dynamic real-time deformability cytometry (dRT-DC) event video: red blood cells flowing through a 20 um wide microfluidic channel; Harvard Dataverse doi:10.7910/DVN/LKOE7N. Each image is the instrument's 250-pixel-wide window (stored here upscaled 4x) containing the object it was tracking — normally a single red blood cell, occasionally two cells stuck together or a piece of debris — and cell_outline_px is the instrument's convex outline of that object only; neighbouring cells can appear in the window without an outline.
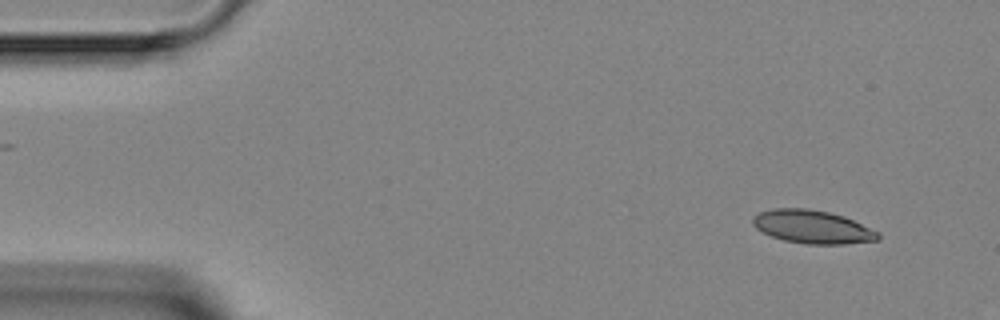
{"species": "Egyptian fruit bat (a non-hibernating species)", "species_latin": "Rousettus aegyptiacus", "temperature_condition": "room temperature", "stored_images_in_passage": 5, "camera_frame_rate_fps": 3000, "um_per_image_px": 0.085, "animal": {"sex": "female"}, "frame": {"image": 1, "passage_image": 1, "time_ms": 0.0, "image_size_px": [1000, 320], "cell_outline_px": [[880, 240], [844, 244], [804, 244], [784, 240], [760, 232], [752, 224], [752, 216], [760, 212], [772, 208], [808, 208], [828, 212], [844, 216], [880, 232]], "centroid_in_image_um": [69.05, 19.28], "position_along_channel_um": 16.0, "area_um2": 24.51}}
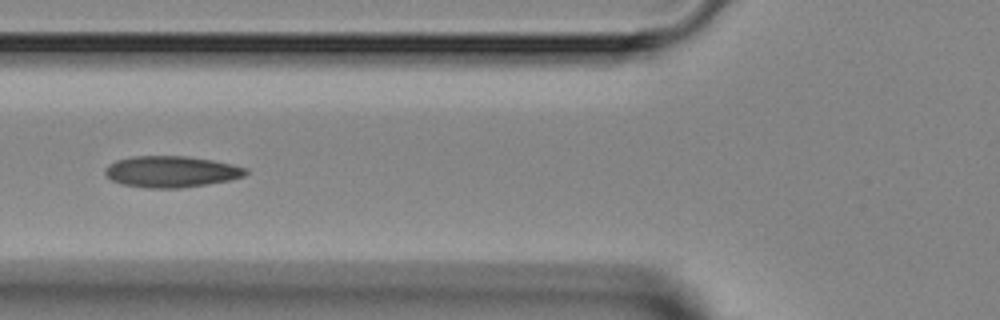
{"frame": {"image": 2, "passage_image": 5, "time_ms": 4.667, "image_size_px": [1000, 320], "cell_outline_px": [[248, 172], [244, 176], [228, 180], [180, 188], [144, 188], [124, 184], [112, 180], [104, 172], [104, 168], [108, 164], [116, 160], [132, 156], [184, 156], [212, 160], [232, 164], [248, 168]], "centroid_in_image_um": [14.53, 14.58], "position_along_channel_um": 111.3, "area_um2": 25.55}}